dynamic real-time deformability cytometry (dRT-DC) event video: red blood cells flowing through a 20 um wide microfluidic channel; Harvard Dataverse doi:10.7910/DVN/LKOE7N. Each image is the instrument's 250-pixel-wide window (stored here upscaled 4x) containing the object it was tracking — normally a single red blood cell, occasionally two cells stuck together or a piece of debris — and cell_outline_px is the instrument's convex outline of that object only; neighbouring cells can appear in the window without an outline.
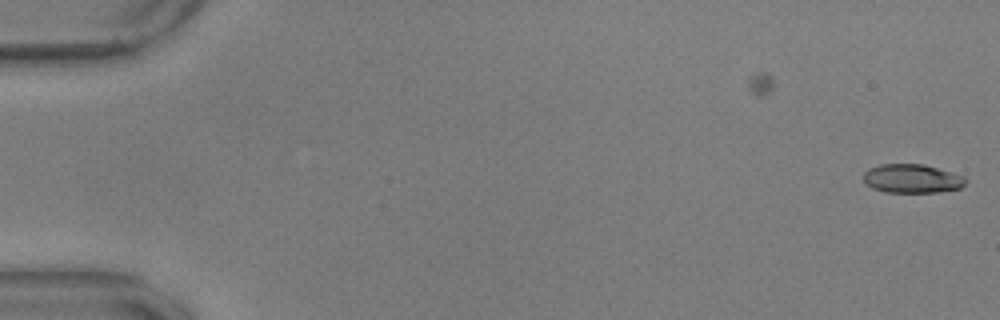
{"species": "common noctule bat (a hibernating species)", "species_latin": "Nyctalus noctula", "temperature_condition": "warm", "stored_images_in_passage": 6, "camera_frame_rate_fps": 3000, "um_per_image_px": 0.085, "animal": {"sex": "male", "body_mass_g": 17.9, "forearm_length_mm": 54.2}, "frame": {"image": 1, "passage_image": 6, "time_ms": 1.667, "image_size_px": [1000, 320], "cell_outline_px": [[968, 180], [960, 188], [936, 192], [884, 192], [872, 188], [864, 184], [864, 172], [868, 168], [880, 164], [924, 164], [964, 176]], "centroid_in_image_um": [77.49, 15.18], "position_along_channel_um": 7.5, "area_um2": 17.22}}